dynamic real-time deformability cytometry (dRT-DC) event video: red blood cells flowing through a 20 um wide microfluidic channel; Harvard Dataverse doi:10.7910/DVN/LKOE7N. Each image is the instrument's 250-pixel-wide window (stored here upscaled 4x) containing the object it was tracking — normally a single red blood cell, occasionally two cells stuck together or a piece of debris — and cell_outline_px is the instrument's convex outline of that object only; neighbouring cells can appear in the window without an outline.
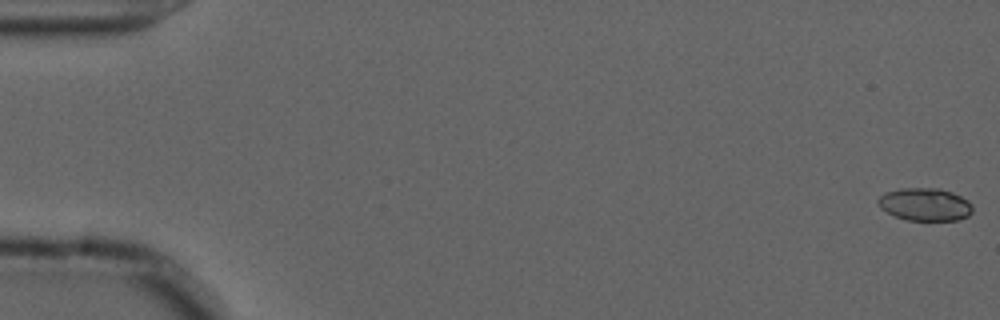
{"species": "common noctule bat (a hibernating species)", "species_latin": "Nyctalus noctula", "temperature_condition": "cold", "stored_images_in_passage": 56, "camera_frame_rate_fps": 3000, "um_per_image_px": 0.085, "animal": {"sex": "male", "forearm_length_mm": 52.5}, "frame": {"image": 1, "passage_image": 1, "time_ms": 0.0, "image_size_px": [1000, 320], "cell_outline_px": [[972, 212], [968, 216], [956, 220], [908, 220], [896, 216], [880, 208], [876, 200], [884, 192], [900, 188], [940, 188], [952, 192], [968, 200], [972, 204]], "centroid_in_image_um": [78.62, 17.36], "position_along_channel_um": 6.4, "area_um2": 18.09}}
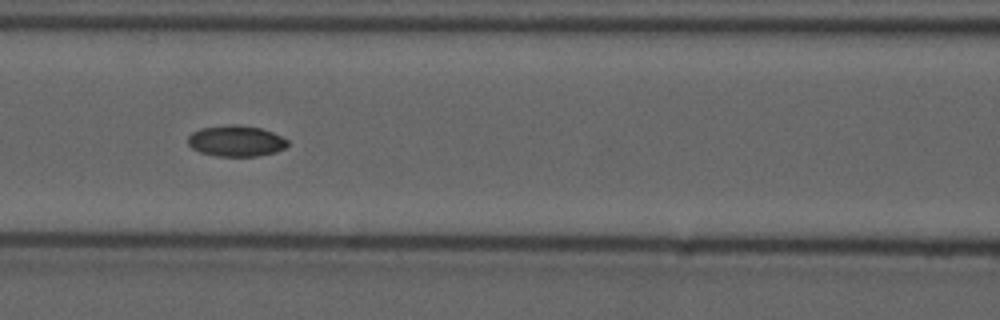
{"frame": {"image": 2, "passage_image": 25, "time_ms": 8.0, "image_size_px": [1000, 320], "cell_outline_px": [[288, 144], [284, 148], [276, 152], [256, 156], [216, 156], [200, 152], [192, 148], [188, 144], [188, 136], [192, 132], [200, 128], [232, 124], [236, 124], [260, 128], [272, 132], [288, 140]], "centroid_in_image_um": [20.04, 11.98], "position_along_channel_um": 146.6, "area_um2": 17.98}}
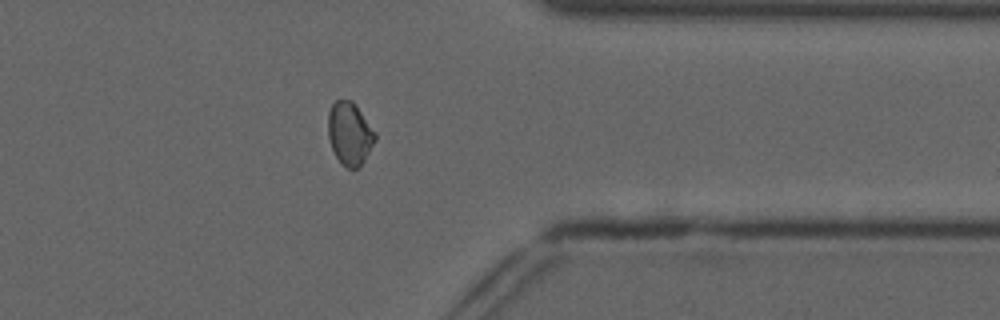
{"frame": {"image": 3, "passage_image": 45, "time_ms": 14.667, "image_size_px": [1000, 320], "cell_outline_px": [[376, 140], [364, 160], [356, 168], [348, 168], [340, 164], [332, 148], [328, 136], [328, 112], [332, 104], [336, 100], [352, 100], [356, 104], [376, 132]], "centroid_in_image_um": [29.73, 11.33], "position_along_channel_um": 381.7, "area_um2": 17.28}, "authors_computed_cell_mechanics": {"area_um2": 17.629, "velocity_mm_per_s": 3.6751, "shape_relaxation_time_tau1_ms": 7.3726, "shape_relaxation_time_tau2_ms": 5.4375, "deformation_change_tau1": 0.1492, "deformation_change_tau2": 0.0634}}